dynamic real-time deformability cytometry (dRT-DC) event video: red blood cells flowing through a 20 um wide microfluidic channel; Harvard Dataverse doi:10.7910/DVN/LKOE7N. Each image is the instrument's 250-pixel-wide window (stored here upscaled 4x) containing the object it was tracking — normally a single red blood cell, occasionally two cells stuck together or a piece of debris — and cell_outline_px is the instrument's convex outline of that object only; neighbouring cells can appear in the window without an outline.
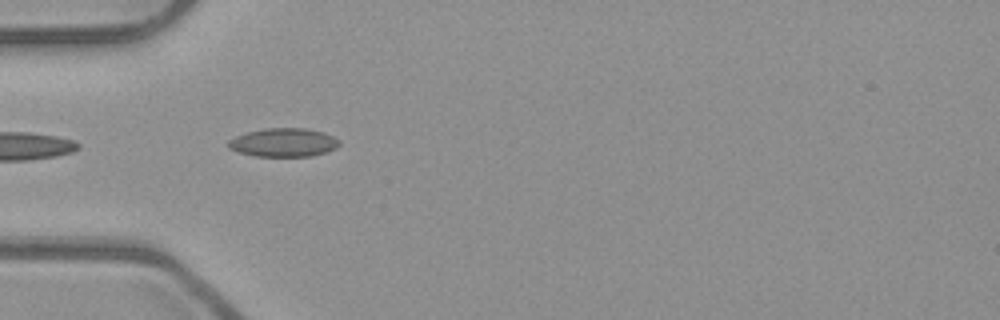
{"species": "common noctule bat (a hibernating species)", "species_latin": "Nyctalus noctula", "temperature_condition": "room temperature", "stored_images_in_passage": 6, "camera_frame_rate_fps": 3000, "um_per_image_px": 0.085, "animal": {"sex": "male", "body_mass_g": 23.1, "forearm_length_mm": 52.7}, "frame": {"image": 1, "passage_image": 5, "time_ms": 1.333, "image_size_px": [1000, 320], "cell_outline_px": [[340, 144], [336, 148], [312, 156], [256, 156], [240, 152], [228, 148], [228, 140], [236, 136], [248, 132], [264, 128], [304, 128], [324, 132], [340, 140]], "centroid_in_image_um": [24.11, 12.1], "position_along_channel_um": 60.9, "area_um2": 18.38}}
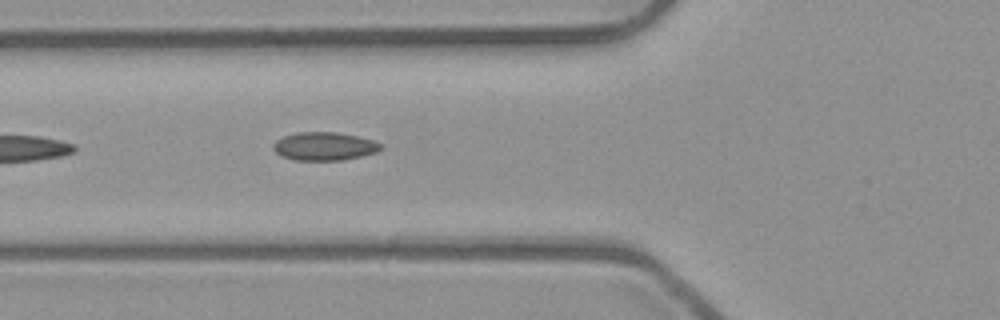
{"frame": {"image": 2, "passage_image": 6, "time_ms": 1.667, "image_size_px": [1000, 320], "cell_outline_px": [[384, 148], [376, 152], [360, 156], [340, 160], [292, 160], [280, 156], [272, 148], [272, 144], [276, 140], [284, 136], [296, 132], [336, 132], [356, 136], [372, 140], [380, 144]], "centroid_in_image_um": [27.51, 12.43], "position_along_channel_um": 98.3, "area_um2": 17.69}}